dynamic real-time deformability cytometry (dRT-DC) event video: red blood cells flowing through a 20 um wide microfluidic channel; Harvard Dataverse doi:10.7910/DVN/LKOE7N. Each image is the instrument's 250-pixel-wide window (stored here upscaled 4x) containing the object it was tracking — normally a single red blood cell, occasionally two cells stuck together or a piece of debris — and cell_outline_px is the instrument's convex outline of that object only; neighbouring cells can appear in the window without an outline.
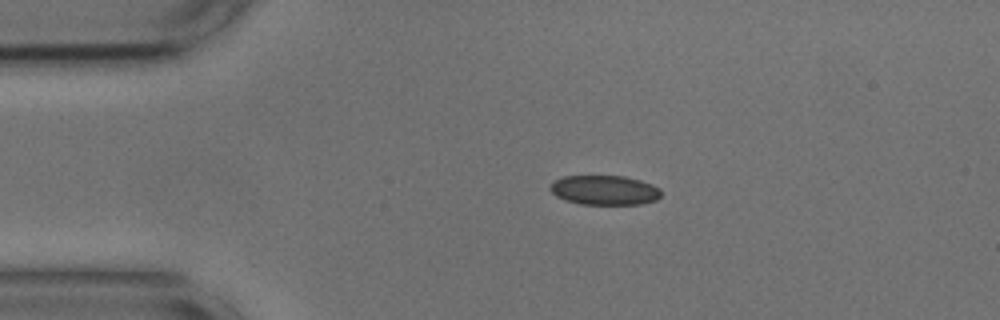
{"species": "common noctule bat (a hibernating species)", "species_latin": "Nyctalus noctula", "temperature_condition": "cold", "stored_images_in_passage": 52, "camera_frame_rate_fps": 3000, "um_per_image_px": 0.085, "animal": {"sex": "male", "body_mass_g": 17.9, "forearm_length_mm": 54.2}, "frame": {"image": 1, "passage_image": 9, "time_ms": 2.667, "image_size_px": [1000, 320], "cell_outline_px": [[660, 196], [656, 200], [640, 204], [580, 204], [564, 200], [556, 196], [548, 188], [556, 180], [564, 176], [624, 176], [640, 180], [652, 184], [660, 188]], "centroid_in_image_um": [51.38, 16.16], "position_along_channel_um": 33.6, "area_um2": 19.07}}
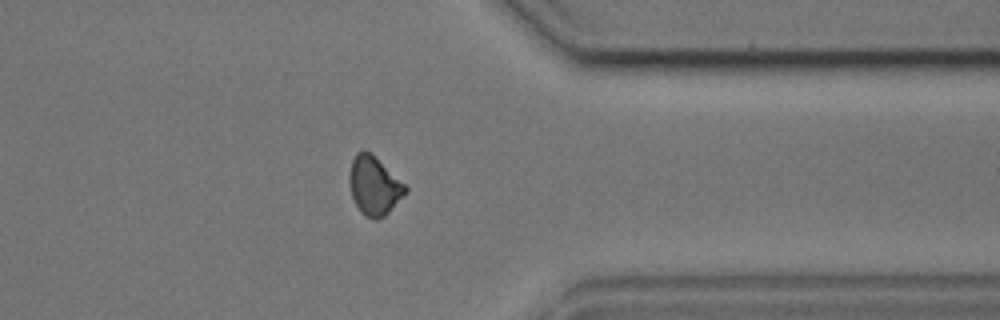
{"frame": {"image": 2, "passage_image": 41, "time_ms": 13.333, "image_size_px": [1000, 320], "cell_outline_px": [[408, 192], [384, 216], [376, 220], [360, 212], [352, 196], [352, 160], [356, 152], [372, 152], [408, 188]], "centroid_in_image_um": [31.86, 15.8], "position_along_channel_um": 379.5, "area_um2": 18.44}}
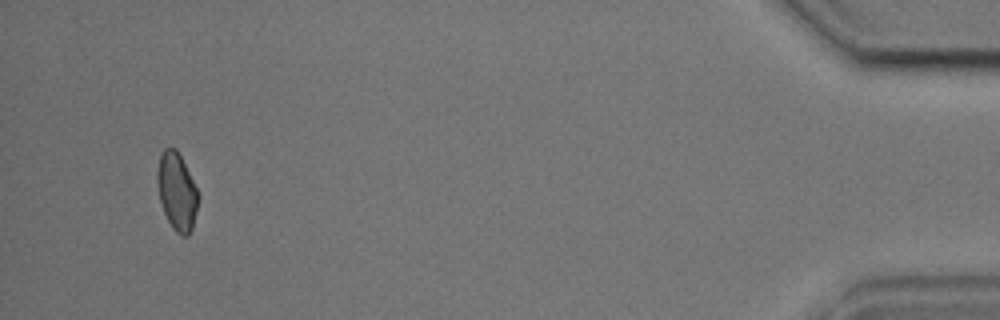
{"frame": {"image": 3, "passage_image": 50, "time_ms": 16.333, "image_size_px": [1000, 320], "cell_outline_px": [[200, 196], [192, 228], [188, 236], [184, 236], [176, 232], [172, 228], [164, 212], [160, 200], [156, 184], [156, 172], [160, 152], [164, 148], [176, 148]], "centroid_in_image_um": [15.01, 16.27], "position_along_channel_um": 420.2, "area_um2": 18.5}, "authors_computed_cell_mechanics": {"area_um2": 19.4786, "velocity_mm_per_s": 3.6596, "shape_relaxation_time_tau1_ms": 3.5573, "shape_relaxation_time_tau2_ms": 2.3554, "deformation_change_tau1": 0.053, "deformation_change_tau2": 0.0735}}